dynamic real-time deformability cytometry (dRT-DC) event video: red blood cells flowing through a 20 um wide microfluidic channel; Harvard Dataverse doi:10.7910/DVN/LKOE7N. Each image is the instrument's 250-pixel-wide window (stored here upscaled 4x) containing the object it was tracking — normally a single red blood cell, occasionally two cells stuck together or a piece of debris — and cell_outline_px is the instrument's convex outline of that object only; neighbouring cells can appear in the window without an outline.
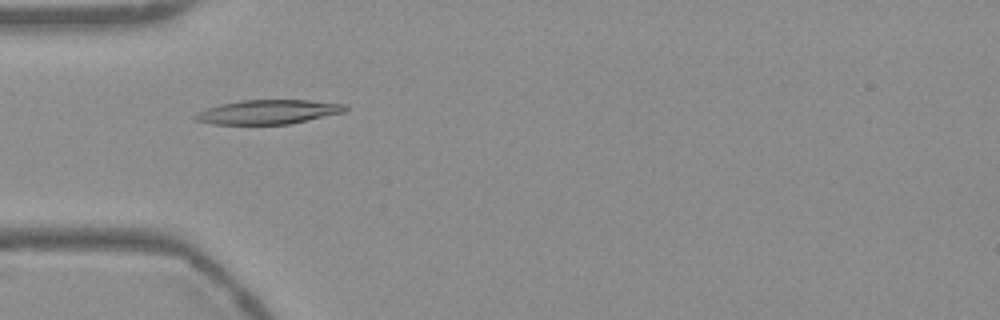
{"species": "Egyptian fruit bat (a non-hibernating species)", "species_latin": "Rousettus aegyptiacus", "temperature_condition": "warm", "stored_images_in_passage": 41, "camera_frame_rate_fps": 3000, "um_per_image_px": 0.085, "frame": {"image": 1, "passage_image": 4, "time_ms": 1.0, "image_size_px": [1000, 320], "cell_outline_px": [[348, 108], [344, 112], [308, 120], [288, 124], [212, 124], [196, 120], [192, 116], [196, 112], [204, 108], [220, 104], [240, 100], [308, 100], [348, 104]], "centroid_in_image_um": [22.77, 9.51], "position_along_channel_um": 62.2, "area_um2": 21.33}}
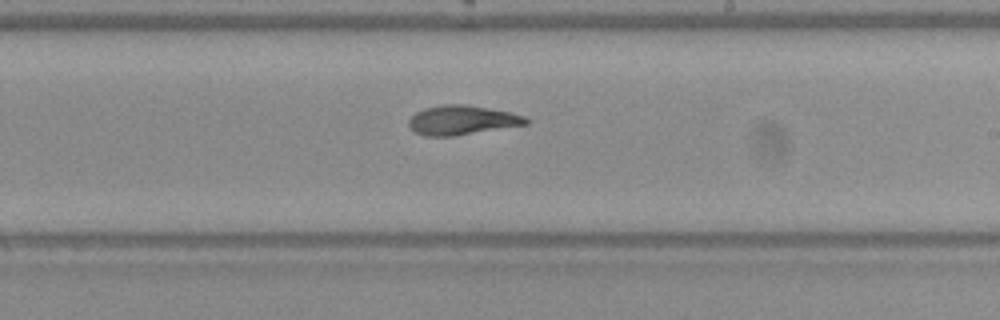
{"frame": {"image": 2, "passage_image": 19, "time_ms": 6.0, "image_size_px": [1000, 320], "cell_outline_px": [[528, 124], [452, 136], [424, 136], [416, 132], [408, 124], [408, 120], [416, 112], [424, 108], [444, 104], [464, 104], [508, 112], [524, 116], [528, 120]], "centroid_in_image_um": [39.23, 10.21], "position_along_channel_um": 249.8, "area_um2": 19.71}}
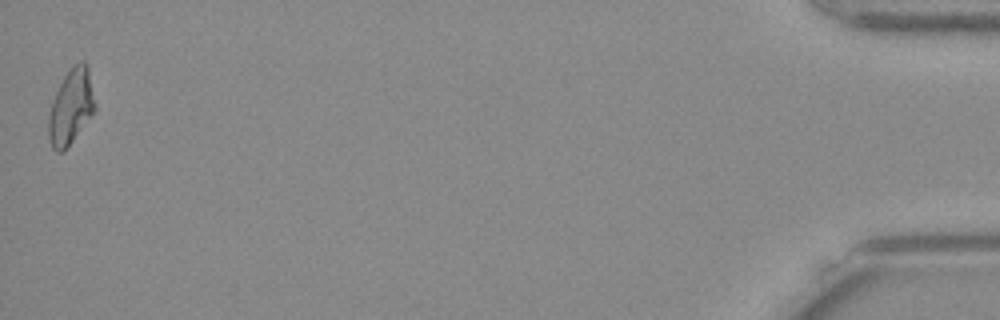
{"frame": {"image": 3, "passage_image": 41, "time_ms": 13.333, "image_size_px": [1000, 320], "cell_outline_px": [[96, 108], [64, 152], [56, 152], [52, 148], [48, 136], [48, 116], [52, 100], [64, 76], [80, 60], [84, 60], [88, 64], [96, 104]], "centroid_in_image_um": [6.03, 9.08], "position_along_channel_um": 429.2, "area_um2": 20.29}, "authors_computed_cell_mechanics": {"area_um2": 19.9988, "velocity_mm_per_s": 3.7615, "shape_relaxation_time_tau1_ms": 10.0848, "shape_relaxation_time_tau2_ms": 2.7958, "deformation_change_tau1": 0.2771, "deformation_change_tau2": 0.1087}}